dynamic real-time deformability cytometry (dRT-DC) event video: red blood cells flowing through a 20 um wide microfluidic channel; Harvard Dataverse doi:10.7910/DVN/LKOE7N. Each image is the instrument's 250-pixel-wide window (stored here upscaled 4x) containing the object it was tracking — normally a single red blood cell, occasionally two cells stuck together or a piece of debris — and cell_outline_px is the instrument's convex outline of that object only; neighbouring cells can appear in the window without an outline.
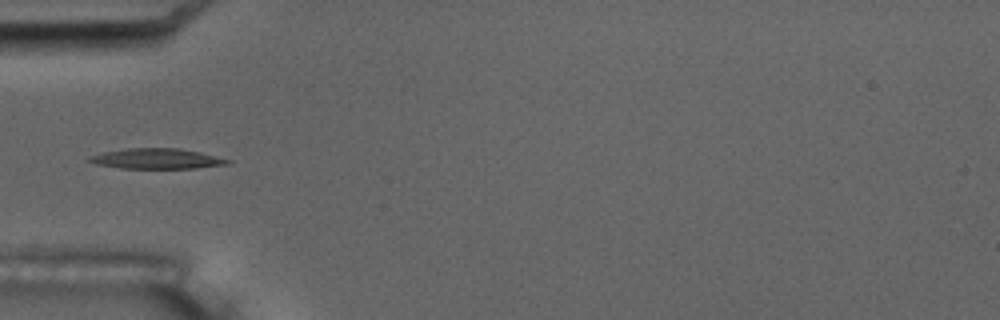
{"species": "common noctule bat (a hibernating species)", "species_latin": "Nyctalus noctula", "temperature_condition": "room temperature", "stored_images_in_passage": 3, "camera_frame_rate_fps": 3000, "um_per_image_px": 0.085, "animal": {"sex": "male", "body_mass_g": 17.5, "forearm_length_mm": 52.3}, "frame": {"image": 1, "passage_image": 3, "time_ms": 4.0, "image_size_px": [1000, 320], "cell_outline_px": [[232, 160], [228, 164], [196, 168], [120, 168], [96, 164], [88, 160], [88, 156], [100, 152], [128, 148], [180, 148], [200, 152]], "centroid_in_image_um": [13.3, 13.48], "position_along_channel_um": 71.7, "area_um2": 16.42}}